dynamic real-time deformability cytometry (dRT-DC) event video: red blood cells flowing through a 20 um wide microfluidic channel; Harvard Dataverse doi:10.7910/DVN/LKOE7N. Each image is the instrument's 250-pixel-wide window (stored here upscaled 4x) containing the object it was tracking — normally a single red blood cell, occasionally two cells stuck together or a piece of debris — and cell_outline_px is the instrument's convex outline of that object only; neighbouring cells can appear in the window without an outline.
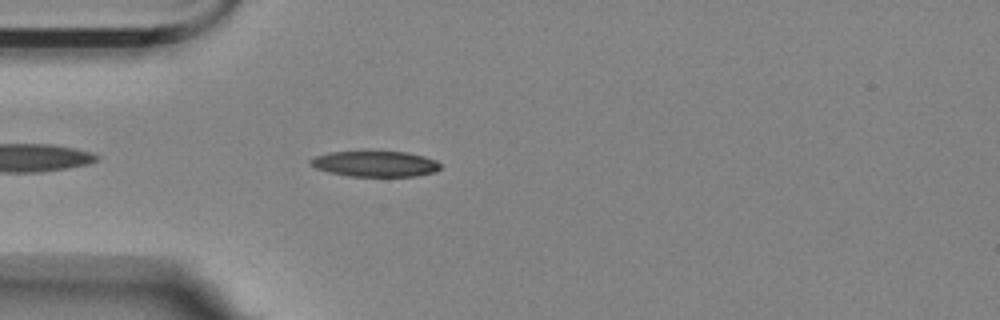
{"species": "Egyptian fruit bat (a non-hibernating species)", "species_latin": "Rousettus aegyptiacus", "temperature_condition": "room temperature", "stored_images_in_passage": 18, "camera_frame_rate_fps": 3000, "um_per_image_px": 0.085, "animal": {"sex": "female"}, "frame": {"image": 1, "passage_image": 4, "time_ms": 1.0, "image_size_px": [1000, 320], "cell_outline_px": [[440, 168], [436, 172], [416, 176], [348, 176], [328, 172], [316, 168], [308, 164], [308, 160], [316, 156], [328, 152], [408, 152], [424, 156], [436, 160], [440, 164]], "centroid_in_image_um": [31.88, 13.93], "position_along_channel_um": 53.1, "area_um2": 19.48}}
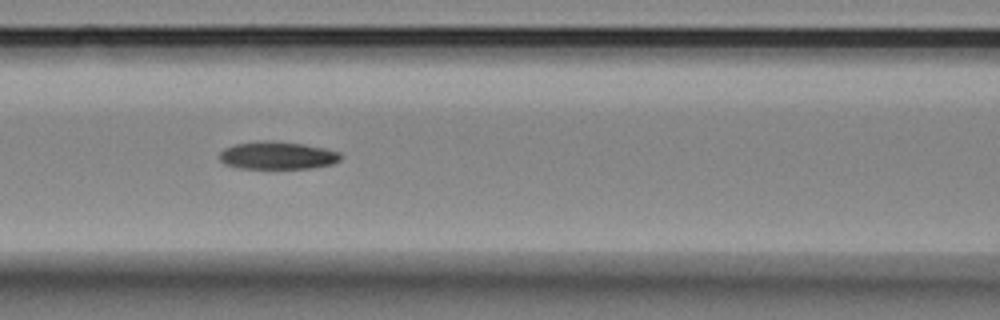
{"frame": {"image": 2, "passage_image": 12, "time_ms": 3.667, "image_size_px": [1000, 320], "cell_outline_px": [[340, 160], [332, 164], [312, 168], [240, 168], [224, 164], [220, 160], [220, 152], [224, 148], [236, 144], [260, 140], [272, 140], [304, 144], [324, 148], [340, 152]], "centroid_in_image_um": [23.57, 13.2], "position_along_channel_um": 143.0, "area_um2": 19.59}}
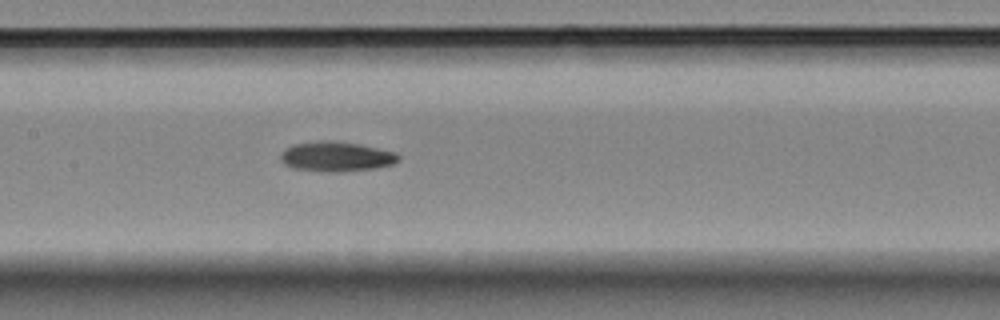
{"frame": {"image": 3, "passage_image": 15, "time_ms": 4.667, "image_size_px": [1000, 320], "cell_outline_px": [[400, 160], [392, 164], [376, 168], [340, 172], [324, 172], [292, 168], [284, 164], [280, 160], [280, 156], [284, 148], [296, 144], [320, 140], [328, 140], [360, 144], [396, 152], [400, 156]], "centroid_in_image_um": [28.58, 13.31], "position_along_channel_um": 178.8, "area_um2": 20.69}}